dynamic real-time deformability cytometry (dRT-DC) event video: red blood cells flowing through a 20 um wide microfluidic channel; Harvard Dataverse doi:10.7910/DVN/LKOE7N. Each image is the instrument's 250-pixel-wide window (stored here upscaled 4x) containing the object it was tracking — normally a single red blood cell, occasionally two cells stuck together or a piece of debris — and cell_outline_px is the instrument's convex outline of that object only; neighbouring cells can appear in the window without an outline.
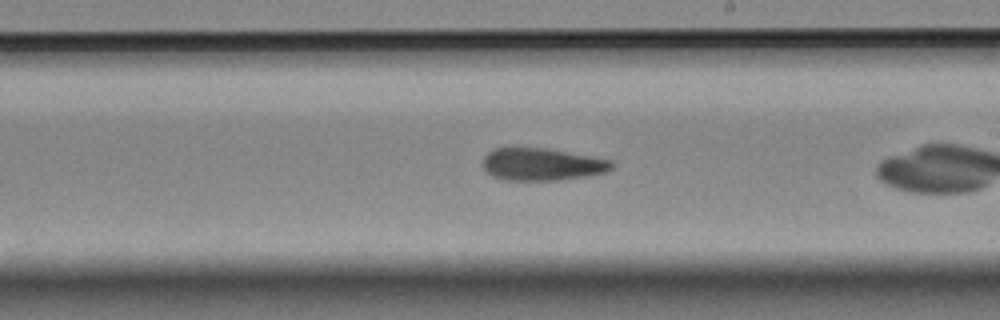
{"species": "Egyptian fruit bat (a non-hibernating species)", "species_latin": "Rousettus aegyptiacus", "temperature_condition": "room temperature", "stored_images_in_passage": 29, "camera_frame_rate_fps": 3000, "um_per_image_px": 0.085, "animal": {"sex": "female"}, "frame": {"image": 1, "passage_image": 17, "time_ms": 5.333, "image_size_px": [1000, 320], "cell_outline_px": [[616, 164], [608, 172], [588, 176], [560, 180], [504, 180], [492, 176], [484, 168], [484, 156], [492, 148], [548, 148], [592, 156], [612, 160]], "centroid_in_image_um": [46.12, 13.97], "position_along_channel_um": 242.9, "area_um2": 24.57}}
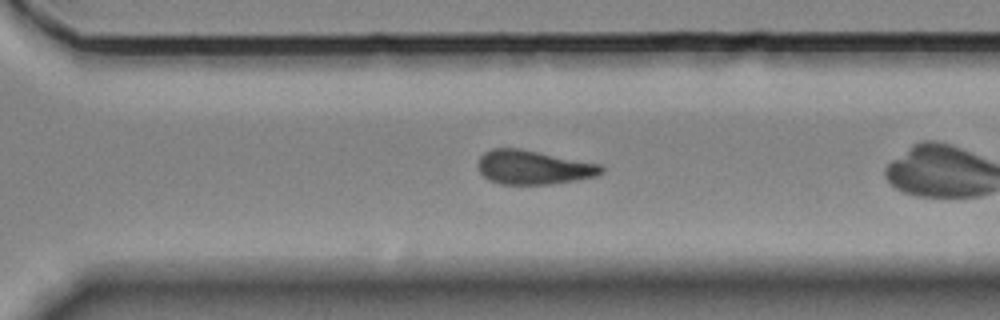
{"frame": {"image": 2, "passage_image": 24, "time_ms": 7.667, "image_size_px": [1000, 320], "cell_outline_px": [[604, 172], [596, 176], [576, 180], [552, 184], [500, 184], [488, 180], [476, 168], [476, 164], [480, 156], [484, 152], [492, 148], [520, 148], [600, 164], [604, 168]], "centroid_in_image_um": [45.3, 14.22], "position_along_channel_um": 325.3, "area_um2": 24.68}}
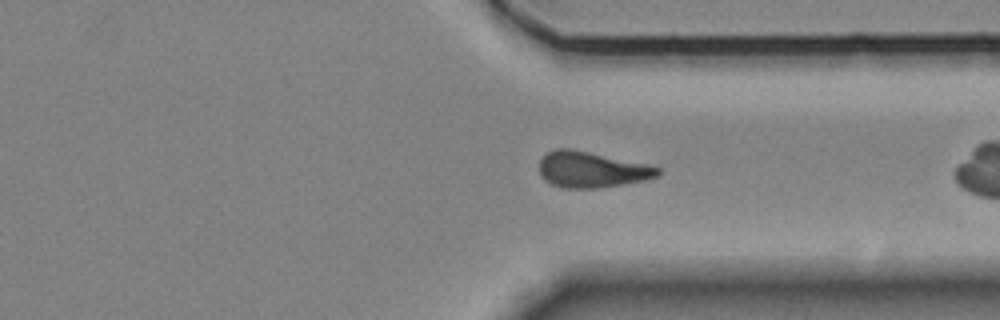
{"frame": {"image": 3, "passage_image": 27, "time_ms": 8.667, "image_size_px": [1000, 320], "cell_outline_px": [[664, 172], [660, 176], [648, 180], [600, 188], [560, 188], [544, 180], [540, 176], [540, 160], [548, 152], [556, 148], [572, 148], [648, 164], [660, 168]], "centroid_in_image_um": [50.34, 14.42], "position_along_channel_um": 361.1, "area_um2": 25.26}}